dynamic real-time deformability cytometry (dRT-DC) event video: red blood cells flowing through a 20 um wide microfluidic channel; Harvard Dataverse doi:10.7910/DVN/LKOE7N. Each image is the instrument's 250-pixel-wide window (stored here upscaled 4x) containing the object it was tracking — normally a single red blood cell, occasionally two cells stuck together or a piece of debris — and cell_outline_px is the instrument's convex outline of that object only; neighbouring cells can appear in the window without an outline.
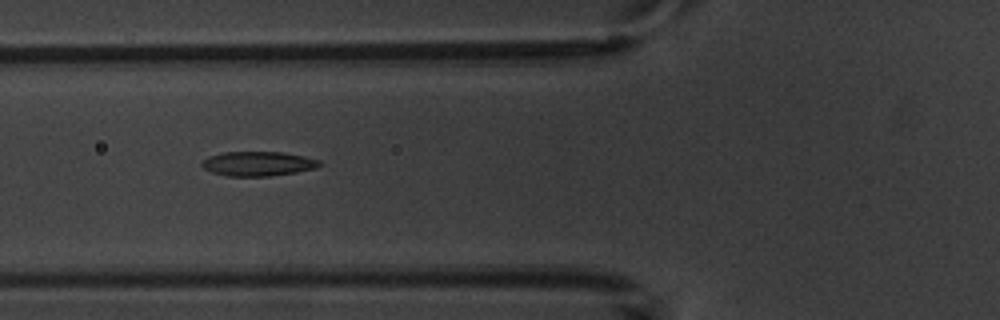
{"species": "common noctule bat (a hibernating species)", "species_latin": "Nyctalus noctula", "temperature_condition": "warm", "stored_images_in_passage": 8, "camera_frame_rate_fps": 3000, "um_per_image_px": 0.085, "animal": {"sex": "male", "body_mass_g": 20.1, "forearm_length_mm": 53.5}, "frame": {"image": 1, "passage_image": 7, "time_ms": 6.667, "image_size_px": [1000, 320], "cell_outline_px": [[324, 164], [316, 168], [296, 172], [268, 176], [228, 176], [212, 172], [204, 168], [200, 164], [208, 156], [224, 152], [284, 152], [304, 156], [320, 160]], "centroid_in_image_um": [21.96, 13.91], "position_along_channel_um": 103.8, "area_um2": 16.82}}
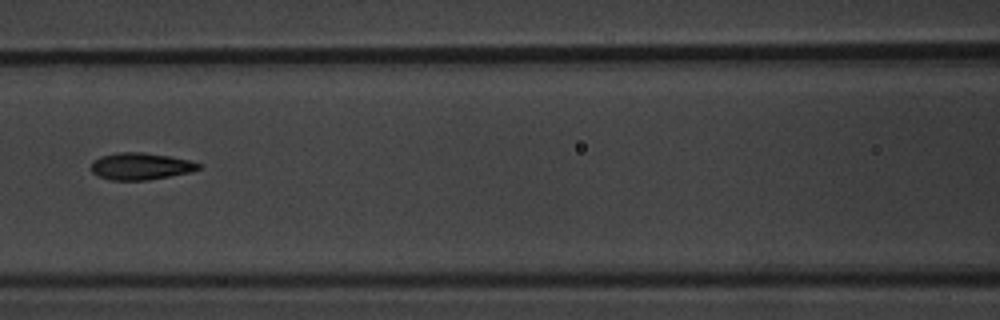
{"frame": {"image": 2, "passage_image": 8, "time_ms": 8.0, "image_size_px": [1000, 320], "cell_outline_px": [[200, 168], [188, 172], [148, 180], [108, 180], [92, 172], [88, 168], [92, 160], [100, 156], [116, 152], [144, 152], [168, 156], [188, 160], [200, 164]], "centroid_in_image_um": [11.85, 14.12], "position_along_channel_um": 154.7, "area_um2": 16.88}}